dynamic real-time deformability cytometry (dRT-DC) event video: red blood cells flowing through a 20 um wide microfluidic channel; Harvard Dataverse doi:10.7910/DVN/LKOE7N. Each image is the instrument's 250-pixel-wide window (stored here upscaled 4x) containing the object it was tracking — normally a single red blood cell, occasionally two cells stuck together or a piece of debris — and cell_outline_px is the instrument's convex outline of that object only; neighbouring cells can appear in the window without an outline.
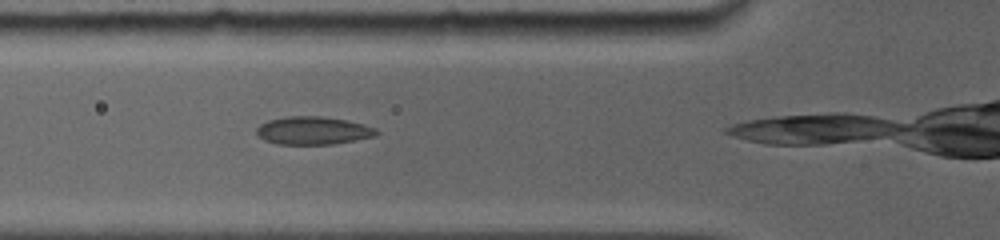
{"species": "common noctule bat (a hibernating species)", "species_latin": "Nyctalus noctula", "temperature_condition": "room temperature", "stored_images_in_passage": 12, "camera_frame_rate_fps": 5000, "um_per_image_px": 0.085, "animal": {"sex": "female", "body_mass_g": 19.0, "forearm_length_mm": 56.7}, "frame": {"image": 1, "passage_image": 3, "time_ms": 1.4, "image_size_px": [1000, 240], "cell_outline_px": [[380, 132], [376, 136], [356, 140], [332, 144], [276, 144], [264, 140], [256, 132], [256, 128], [260, 124], [268, 120], [288, 116], [320, 116], [344, 120], [364, 124], [376, 128]], "centroid_in_image_um": [26.62, 11.1], "position_along_channel_um": 99.2, "area_um2": 19.54}}
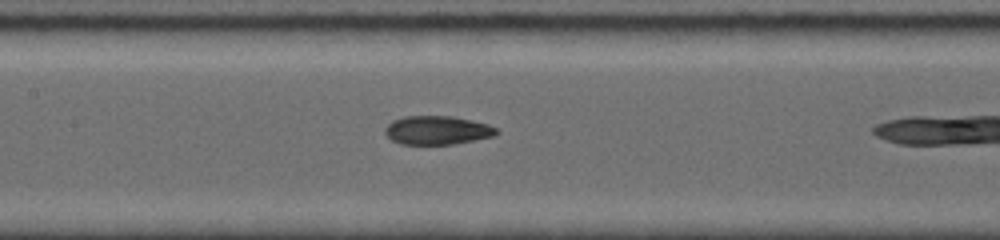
{"frame": {"image": 2, "passage_image": 6, "time_ms": 3.2, "image_size_px": [1000, 240], "cell_outline_px": [[500, 132], [496, 136], [452, 144], [400, 144], [392, 140], [384, 132], [384, 128], [392, 120], [404, 116], [452, 116], [472, 120], [488, 124], [496, 128]], "centroid_in_image_um": [37.17, 11.06], "position_along_channel_um": 170.2, "area_um2": 18.73}}
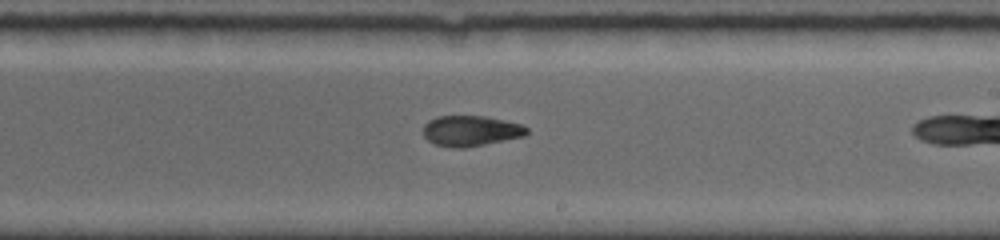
{"frame": {"image": 3, "passage_image": 9, "time_ms": 5.2, "image_size_px": [1000, 240], "cell_outline_px": [[528, 132], [524, 136], [464, 148], [452, 148], [436, 144], [428, 140], [424, 136], [424, 124], [428, 120], [436, 116], [484, 116], [524, 124], [528, 128]], "centroid_in_image_um": [40.02, 11.11], "position_along_channel_um": 249.0, "area_um2": 18.44}}